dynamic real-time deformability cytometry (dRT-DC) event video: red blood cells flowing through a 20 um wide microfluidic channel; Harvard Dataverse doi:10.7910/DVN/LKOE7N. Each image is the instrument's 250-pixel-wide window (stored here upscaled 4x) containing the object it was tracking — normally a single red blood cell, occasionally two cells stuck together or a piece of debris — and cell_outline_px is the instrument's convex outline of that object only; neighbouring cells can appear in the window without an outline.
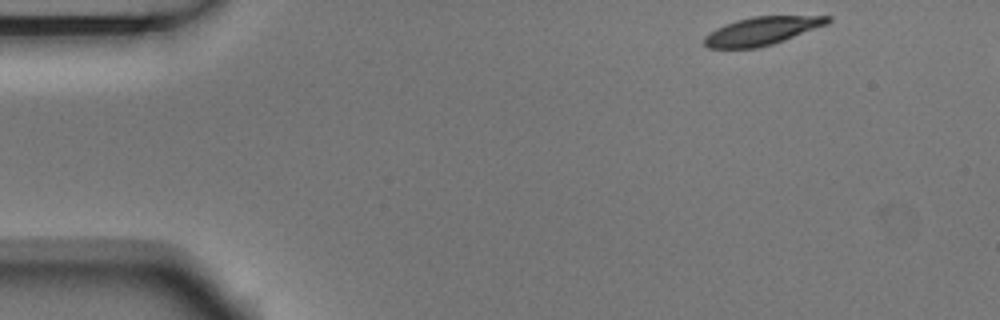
{"species": "Egyptian fruit bat (a non-hibernating species)", "species_latin": "Rousettus aegyptiacus", "temperature_condition": "room temperature", "stored_images_in_passage": 5, "camera_frame_rate_fps": 3000, "um_per_image_px": 0.085, "animal": {"sex": "male"}, "frame": {"image": 1, "passage_image": 1, "time_ms": 0.0, "image_size_px": [1000, 320], "cell_outline_px": [[832, 20], [828, 24], [772, 44], [756, 48], [708, 48], [704, 44], [704, 36], [708, 32], [716, 28], [736, 20], [752, 16], [832, 16]], "centroid_in_image_um": [64.74, 2.62], "position_along_channel_um": 20.3, "area_um2": 20.17}}